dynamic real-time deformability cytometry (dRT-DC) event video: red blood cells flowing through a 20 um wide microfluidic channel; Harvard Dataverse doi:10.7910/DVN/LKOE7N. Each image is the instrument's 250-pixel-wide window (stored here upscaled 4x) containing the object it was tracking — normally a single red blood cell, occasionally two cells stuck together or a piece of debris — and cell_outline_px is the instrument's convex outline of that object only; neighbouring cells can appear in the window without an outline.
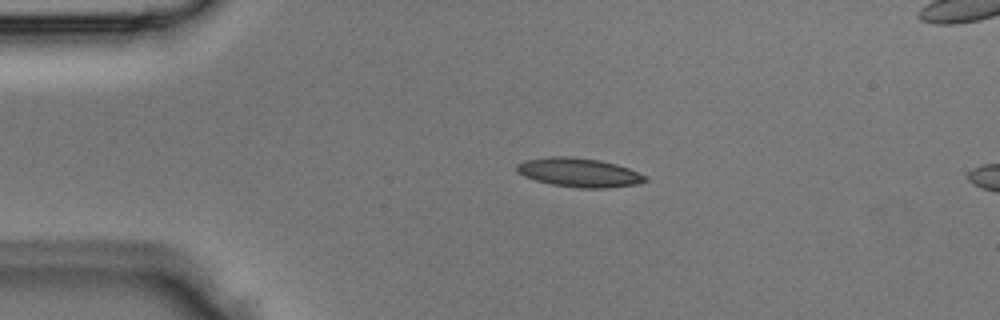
{"species": "Egyptian fruit bat (a non-hibernating species)", "species_latin": "Rousettus aegyptiacus", "temperature_condition": "room temperature", "stored_images_in_passage": 2, "camera_frame_rate_fps": 3000, "um_per_image_px": 0.085, "animal": {"sex": "male"}, "frame": {"image": 1, "passage_image": 1, "time_ms": 0.0, "image_size_px": [1000, 320], "cell_outline_px": [[648, 180], [640, 184], [608, 188], [580, 188], [552, 184], [536, 180], [524, 176], [516, 172], [516, 164], [524, 160], [552, 156], [568, 156], [600, 160], [616, 164], [628, 168], [644, 176]], "centroid_in_image_um": [49.2, 14.66], "position_along_channel_um": 35.8, "area_um2": 21.68}}